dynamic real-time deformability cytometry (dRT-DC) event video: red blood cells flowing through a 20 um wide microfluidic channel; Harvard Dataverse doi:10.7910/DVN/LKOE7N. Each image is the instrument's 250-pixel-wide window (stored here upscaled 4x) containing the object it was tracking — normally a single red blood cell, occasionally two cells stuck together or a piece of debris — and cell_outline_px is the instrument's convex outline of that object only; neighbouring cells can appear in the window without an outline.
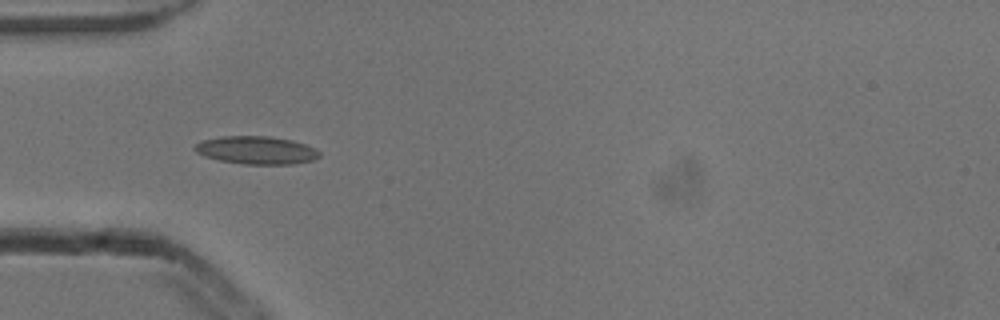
{"species": "common noctule bat (a hibernating species)", "species_latin": "Nyctalus noctula", "temperature_condition": "cold", "stored_images_in_passage": 6, "camera_frame_rate_fps": 3000, "um_per_image_px": 0.085, "animal": {"sex": "male", "body_mass_g": 13.3}, "frame": {"image": 1, "passage_image": 4, "time_ms": 1.0, "image_size_px": [1000, 320], "cell_outline_px": [[320, 156], [316, 160], [292, 164], [244, 164], [220, 160], [204, 156], [196, 152], [192, 148], [196, 144], [204, 140], [220, 136], [268, 136], [292, 140], [316, 148], [320, 152]], "centroid_in_image_um": [21.82, 12.77], "position_along_channel_um": 63.2, "area_um2": 20.35}}
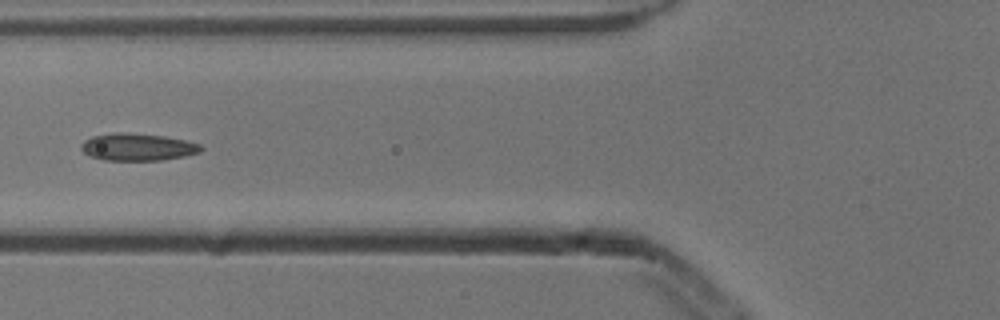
{"frame": {"image": 2, "passage_image": 5, "time_ms": 1.333, "image_size_px": [1000, 320], "cell_outline_px": [[204, 148], [200, 152], [184, 156], [160, 160], [104, 160], [88, 156], [80, 148], [80, 144], [84, 140], [92, 136], [112, 132], [124, 132], [164, 136], [184, 140], [200, 144]], "centroid_in_image_um": [11.65, 12.49], "position_along_channel_um": 114.1, "area_um2": 19.13}}
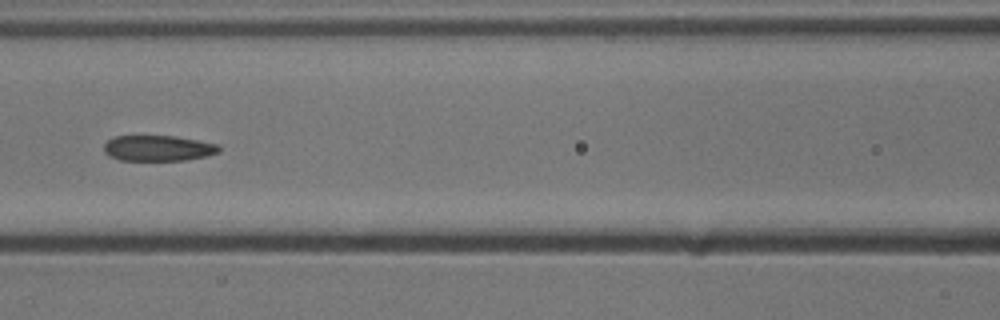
{"frame": {"image": 3, "passage_image": 6, "time_ms": 1.667, "image_size_px": [1000, 320], "cell_outline_px": [[220, 152], [208, 156], [184, 160], [120, 160], [108, 156], [104, 152], [104, 144], [108, 140], [116, 136], [176, 136], [220, 144]], "centroid_in_image_um": [13.47, 12.59], "position_along_channel_um": 153.1, "area_um2": 17.34}}